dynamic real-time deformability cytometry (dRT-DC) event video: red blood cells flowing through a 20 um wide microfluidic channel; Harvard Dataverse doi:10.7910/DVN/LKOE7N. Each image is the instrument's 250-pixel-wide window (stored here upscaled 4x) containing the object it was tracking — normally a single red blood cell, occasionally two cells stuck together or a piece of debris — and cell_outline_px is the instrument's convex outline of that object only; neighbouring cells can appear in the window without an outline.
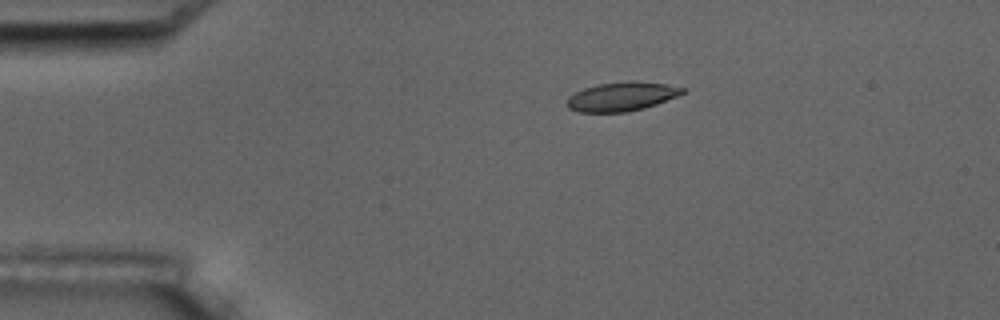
{"species": "common noctule bat (a hibernating species)", "species_latin": "Nyctalus noctula", "temperature_condition": "room temperature", "stored_images_in_passage": 4, "camera_frame_rate_fps": 3000, "um_per_image_px": 0.085, "animal": {"sex": "male", "body_mass_g": 17.5, "forearm_length_mm": 52.3}, "frame": {"image": 1, "passage_image": 3, "time_ms": 2.333, "image_size_px": [1000, 320], "cell_outline_px": [[684, 92], [676, 96], [656, 104], [644, 108], [628, 112], [580, 112], [568, 108], [568, 96], [584, 88], [600, 84], [664, 84], [684, 88]], "centroid_in_image_um": [52.78, 8.27], "position_along_channel_um": 32.2, "area_um2": 18.32}}